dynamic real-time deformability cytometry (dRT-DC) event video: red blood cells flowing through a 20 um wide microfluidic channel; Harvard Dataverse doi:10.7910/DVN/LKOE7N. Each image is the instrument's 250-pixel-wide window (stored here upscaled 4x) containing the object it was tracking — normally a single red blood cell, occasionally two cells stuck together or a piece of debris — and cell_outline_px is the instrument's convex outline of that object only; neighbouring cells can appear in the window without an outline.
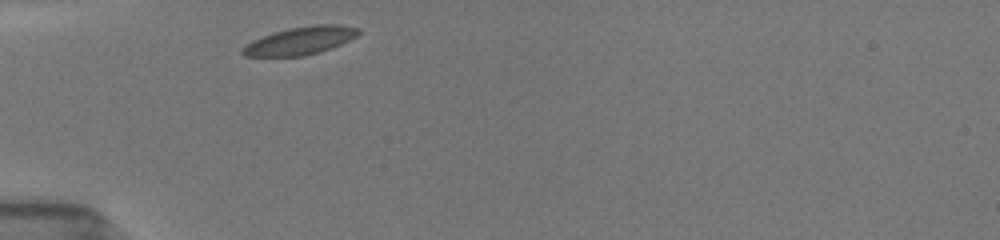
{"species": "common noctule bat (a hibernating species)", "species_latin": "Nyctalus noctula", "temperature_condition": "room temperature", "stored_images_in_passage": 3, "camera_frame_rate_fps": 3000, "um_per_image_px": 0.085, "animal": {"sex": "female", "body_mass_g": 19.5, "forearm_length_mm": 54.1}, "frame": {"image": 1, "passage_image": 1, "time_ms": 0.0, "image_size_px": [1000, 240], "cell_outline_px": [[360, 32], [356, 36], [332, 48], [320, 52], [304, 56], [244, 56], [240, 52], [240, 48], [252, 40], [288, 28], [312, 24], [340, 24], [360, 28]], "centroid_in_image_um": [25.53, 3.45], "position_along_channel_um": 59.5, "area_um2": 18.9}}